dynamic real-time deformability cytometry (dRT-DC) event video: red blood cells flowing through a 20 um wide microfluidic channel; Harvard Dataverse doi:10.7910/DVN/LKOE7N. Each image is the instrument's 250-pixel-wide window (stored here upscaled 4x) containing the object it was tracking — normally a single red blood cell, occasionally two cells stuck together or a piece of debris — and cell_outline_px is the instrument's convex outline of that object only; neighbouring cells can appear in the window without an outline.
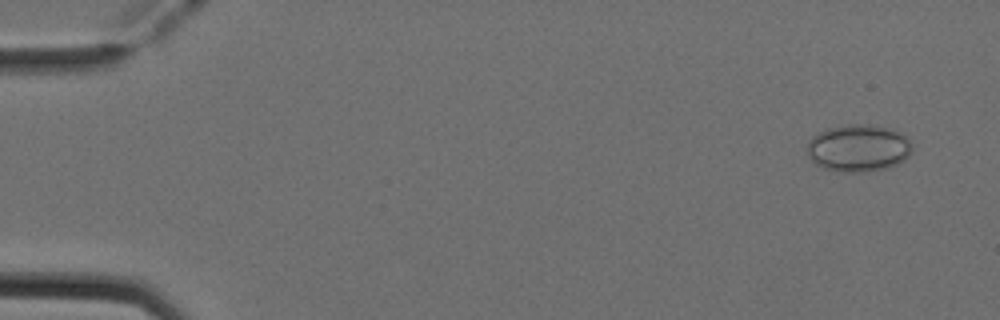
{"species": "Egyptian fruit bat (a non-hibernating species)", "species_latin": "Rousettus aegyptiacus", "temperature_condition": "cold", "stored_images_in_passage": 51, "camera_frame_rate_fps": 3000, "um_per_image_px": 0.085, "animal": {"sex": "female"}, "frame": {"image": 1, "passage_image": 3, "time_ms": 0.667, "image_size_px": [1000, 320], "cell_outline_px": [[912, 152], [904, 160], [888, 168], [864, 172], [844, 172], [824, 168], [816, 164], [808, 156], [808, 140], [816, 132], [824, 128], [848, 124], [872, 124], [892, 128], [908, 136], [912, 144]], "centroid_in_image_um": [72.98, 12.56], "position_along_channel_um": 12.0, "area_um2": 29.48}}
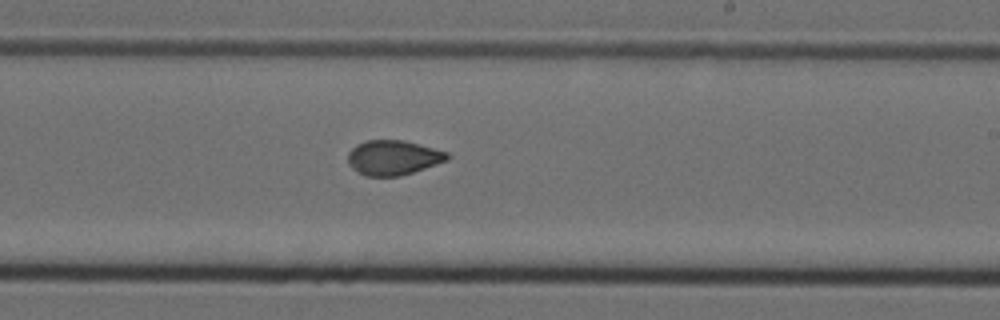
{"frame": {"image": 2, "passage_image": 31, "time_ms": 10.0, "image_size_px": [1000, 320], "cell_outline_px": [[452, 156], [448, 160], [400, 176], [364, 176], [352, 168], [348, 164], [348, 152], [356, 144], [368, 140], [404, 140], [448, 152]], "centroid_in_image_um": [33.41, 13.39], "position_along_channel_um": 255.6, "area_um2": 20.17}}
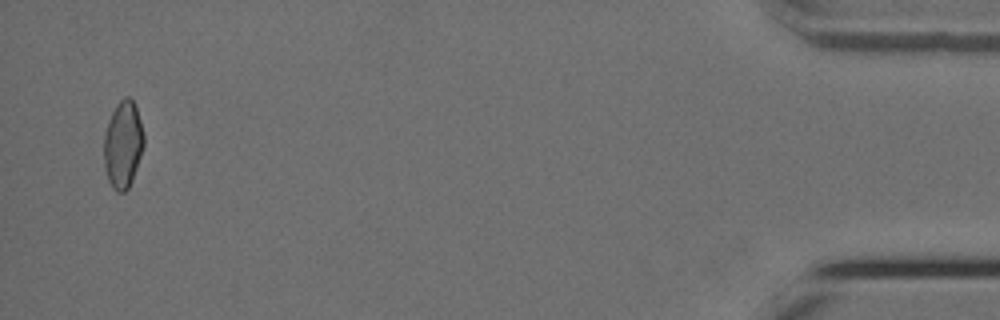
{"frame": {"image": 3, "passage_image": 50, "time_ms": 16.333, "image_size_px": [1000, 320], "cell_outline_px": [[144, 144], [132, 180], [128, 188], [124, 192], [116, 192], [112, 188], [108, 180], [104, 168], [104, 132], [108, 120], [116, 104], [124, 96], [128, 96], [132, 100], [136, 108], [140, 120], [144, 136]], "centroid_in_image_um": [10.43, 12.28], "position_along_channel_um": 424.8, "area_um2": 20.29}, "authors_computed_cell_mechanics": {"area_um2": 20.5768, "velocity_mm_per_s": 3.9584, "shape_relaxation_time_tau1_ms": null, "shape_relaxation_time_tau2_ms": 3.4383, "deformation_change_tau1": null, "deformation_change_tau2": 0.073}}